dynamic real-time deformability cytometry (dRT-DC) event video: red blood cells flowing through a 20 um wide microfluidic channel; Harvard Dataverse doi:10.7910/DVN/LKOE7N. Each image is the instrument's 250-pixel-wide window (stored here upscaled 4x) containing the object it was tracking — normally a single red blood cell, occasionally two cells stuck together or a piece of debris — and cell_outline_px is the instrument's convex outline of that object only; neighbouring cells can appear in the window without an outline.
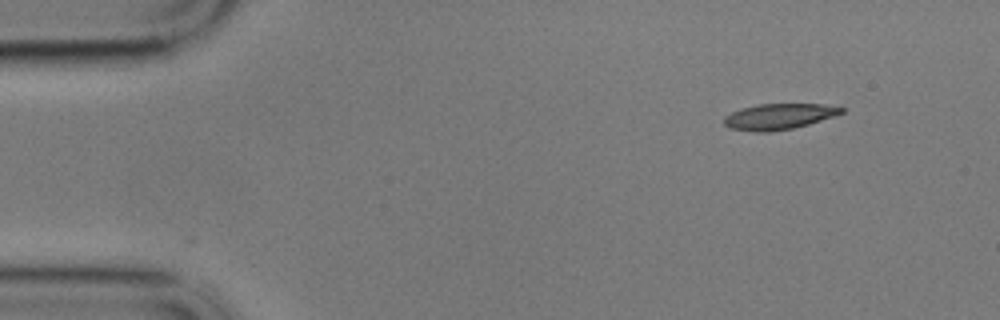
{"species": "common noctule bat (a hibernating species)", "species_latin": "Nyctalus noctula", "temperature_condition": "cold", "stored_images_in_passage": 53, "camera_frame_rate_fps": 3000, "um_per_image_px": 0.085, "animal": {"sex": "male", "body_mass_g": 17.9}, "frame": {"image": 1, "passage_image": 1, "time_ms": 0.0, "image_size_px": [1000, 320], "cell_outline_px": [[844, 112], [808, 124], [792, 128], [772, 132], [752, 132], [728, 128], [724, 124], [724, 116], [740, 108], [760, 104], [824, 104], [844, 108]], "centroid_in_image_um": [66.14, 9.91], "position_along_channel_um": 18.9, "area_um2": 17.63}}
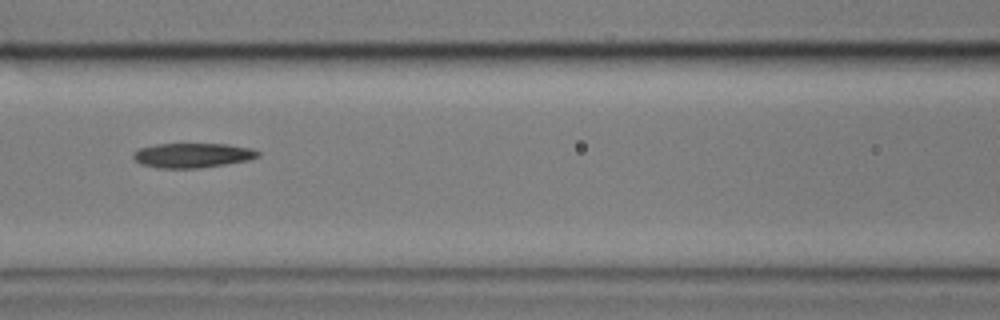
{"frame": {"image": 2, "passage_image": 20, "time_ms": 6.333, "image_size_px": [1000, 320], "cell_outline_px": [[260, 156], [248, 160], [200, 168], [156, 168], [140, 164], [132, 156], [132, 152], [140, 148], [156, 144], [228, 144], [252, 148], [260, 152]], "centroid_in_image_um": [16.35, 13.2], "position_along_channel_um": 150.3, "area_um2": 17.98}}
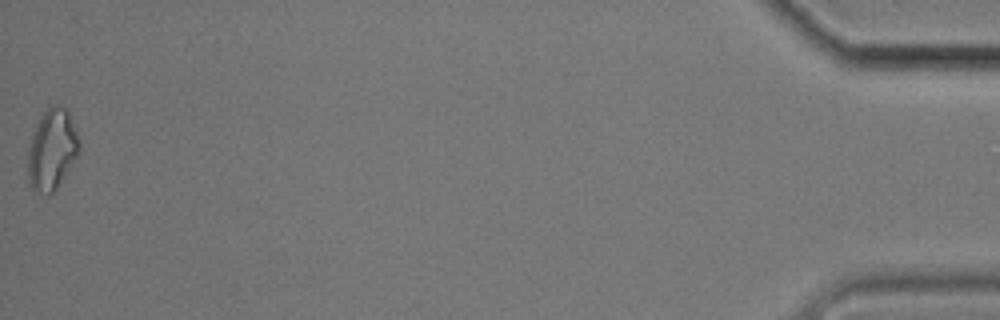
{"frame": {"image": 3, "passage_image": 53, "time_ms": 17.333, "image_size_px": [1000, 320], "cell_outline_px": [[80, 152], [56, 188], [48, 196], [36, 192], [32, 188], [28, 180], [28, 152], [32, 132], [44, 112], [52, 104], [60, 104], [68, 112], [76, 132], [80, 144]], "centroid_in_image_um": [4.41, 12.73], "position_along_channel_um": 430.8, "area_um2": 23.99}, "authors_computed_cell_mechanics": {"area_um2": 18.3226, "velocity_mm_per_s": 3.4237, "shape_relaxation_time_tau1_ms": 5.2113, "shape_relaxation_time_tau2_ms": null, "deformation_change_tau1": 0.155, "deformation_change_tau2": null}}